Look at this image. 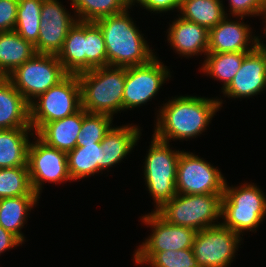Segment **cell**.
Here are the masks:
<instances>
[{"label": "cell", "instance_id": "2", "mask_svg": "<svg viewBox=\"0 0 266 267\" xmlns=\"http://www.w3.org/2000/svg\"><path fill=\"white\" fill-rule=\"evenodd\" d=\"M125 11L100 18L95 23L104 36L107 54V66L129 67L148 63L156 55L144 34Z\"/></svg>", "mask_w": 266, "mask_h": 267}, {"label": "cell", "instance_id": "38", "mask_svg": "<svg viewBox=\"0 0 266 267\" xmlns=\"http://www.w3.org/2000/svg\"><path fill=\"white\" fill-rule=\"evenodd\" d=\"M131 5H134L138 0H129Z\"/></svg>", "mask_w": 266, "mask_h": 267}, {"label": "cell", "instance_id": "12", "mask_svg": "<svg viewBox=\"0 0 266 267\" xmlns=\"http://www.w3.org/2000/svg\"><path fill=\"white\" fill-rule=\"evenodd\" d=\"M28 147L27 165L33 191L39 196L44 182L63 183L71 181L67 153L50 147L38 136Z\"/></svg>", "mask_w": 266, "mask_h": 267}, {"label": "cell", "instance_id": "32", "mask_svg": "<svg viewBox=\"0 0 266 267\" xmlns=\"http://www.w3.org/2000/svg\"><path fill=\"white\" fill-rule=\"evenodd\" d=\"M112 120L113 116L88 113L83 109V121L77 138V147H81L83 144L101 143L112 127Z\"/></svg>", "mask_w": 266, "mask_h": 267}, {"label": "cell", "instance_id": "7", "mask_svg": "<svg viewBox=\"0 0 266 267\" xmlns=\"http://www.w3.org/2000/svg\"><path fill=\"white\" fill-rule=\"evenodd\" d=\"M36 99L29 104L30 124L34 134L46 123L63 119L81 109V89L77 74H68Z\"/></svg>", "mask_w": 266, "mask_h": 267}, {"label": "cell", "instance_id": "3", "mask_svg": "<svg viewBox=\"0 0 266 267\" xmlns=\"http://www.w3.org/2000/svg\"><path fill=\"white\" fill-rule=\"evenodd\" d=\"M81 89V108L88 113L113 116L123 111L126 67L103 66L77 74Z\"/></svg>", "mask_w": 266, "mask_h": 267}, {"label": "cell", "instance_id": "35", "mask_svg": "<svg viewBox=\"0 0 266 267\" xmlns=\"http://www.w3.org/2000/svg\"><path fill=\"white\" fill-rule=\"evenodd\" d=\"M19 0H0V32L15 29Z\"/></svg>", "mask_w": 266, "mask_h": 267}, {"label": "cell", "instance_id": "31", "mask_svg": "<svg viewBox=\"0 0 266 267\" xmlns=\"http://www.w3.org/2000/svg\"><path fill=\"white\" fill-rule=\"evenodd\" d=\"M37 195L31 186L28 165L0 168V199Z\"/></svg>", "mask_w": 266, "mask_h": 267}, {"label": "cell", "instance_id": "13", "mask_svg": "<svg viewBox=\"0 0 266 267\" xmlns=\"http://www.w3.org/2000/svg\"><path fill=\"white\" fill-rule=\"evenodd\" d=\"M57 0H43L37 53L55 54L62 49L69 30L78 21Z\"/></svg>", "mask_w": 266, "mask_h": 267}, {"label": "cell", "instance_id": "18", "mask_svg": "<svg viewBox=\"0 0 266 267\" xmlns=\"http://www.w3.org/2000/svg\"><path fill=\"white\" fill-rule=\"evenodd\" d=\"M31 127L30 105L5 77L0 80V130Z\"/></svg>", "mask_w": 266, "mask_h": 267}, {"label": "cell", "instance_id": "19", "mask_svg": "<svg viewBox=\"0 0 266 267\" xmlns=\"http://www.w3.org/2000/svg\"><path fill=\"white\" fill-rule=\"evenodd\" d=\"M141 129L138 126L111 127L106 133L102 142V170L113 167L133 150L141 136Z\"/></svg>", "mask_w": 266, "mask_h": 267}, {"label": "cell", "instance_id": "27", "mask_svg": "<svg viewBox=\"0 0 266 267\" xmlns=\"http://www.w3.org/2000/svg\"><path fill=\"white\" fill-rule=\"evenodd\" d=\"M248 52H208L201 70L215 80L223 82L224 90L242 65L243 59Z\"/></svg>", "mask_w": 266, "mask_h": 267}, {"label": "cell", "instance_id": "36", "mask_svg": "<svg viewBox=\"0 0 266 267\" xmlns=\"http://www.w3.org/2000/svg\"><path fill=\"white\" fill-rule=\"evenodd\" d=\"M141 7L150 12L163 13L173 11L175 8L179 10V0H138Z\"/></svg>", "mask_w": 266, "mask_h": 267}, {"label": "cell", "instance_id": "33", "mask_svg": "<svg viewBox=\"0 0 266 267\" xmlns=\"http://www.w3.org/2000/svg\"><path fill=\"white\" fill-rule=\"evenodd\" d=\"M86 71L107 66L106 45L102 30L95 22H85Z\"/></svg>", "mask_w": 266, "mask_h": 267}, {"label": "cell", "instance_id": "28", "mask_svg": "<svg viewBox=\"0 0 266 267\" xmlns=\"http://www.w3.org/2000/svg\"><path fill=\"white\" fill-rule=\"evenodd\" d=\"M75 16L81 22L96 20L115 15L132 7L129 0H71Z\"/></svg>", "mask_w": 266, "mask_h": 267}, {"label": "cell", "instance_id": "1", "mask_svg": "<svg viewBox=\"0 0 266 267\" xmlns=\"http://www.w3.org/2000/svg\"><path fill=\"white\" fill-rule=\"evenodd\" d=\"M221 99L179 96L164 103L158 111L153 136L169 140L196 138L207 130L214 115L222 107Z\"/></svg>", "mask_w": 266, "mask_h": 267}, {"label": "cell", "instance_id": "21", "mask_svg": "<svg viewBox=\"0 0 266 267\" xmlns=\"http://www.w3.org/2000/svg\"><path fill=\"white\" fill-rule=\"evenodd\" d=\"M29 134L31 127L0 130V168L27 166Z\"/></svg>", "mask_w": 266, "mask_h": 267}, {"label": "cell", "instance_id": "9", "mask_svg": "<svg viewBox=\"0 0 266 267\" xmlns=\"http://www.w3.org/2000/svg\"><path fill=\"white\" fill-rule=\"evenodd\" d=\"M196 232L193 240V254L200 267H229L241 242V235L220 222Z\"/></svg>", "mask_w": 266, "mask_h": 267}, {"label": "cell", "instance_id": "16", "mask_svg": "<svg viewBox=\"0 0 266 267\" xmlns=\"http://www.w3.org/2000/svg\"><path fill=\"white\" fill-rule=\"evenodd\" d=\"M228 17L209 30L208 52H250L261 43L259 36H252L251 27L240 22L244 17H240L239 21Z\"/></svg>", "mask_w": 266, "mask_h": 267}, {"label": "cell", "instance_id": "15", "mask_svg": "<svg viewBox=\"0 0 266 267\" xmlns=\"http://www.w3.org/2000/svg\"><path fill=\"white\" fill-rule=\"evenodd\" d=\"M141 221L153 229L152 234L137 247L135 252L177 251L192 248L196 230L171 224L155 211L144 215Z\"/></svg>", "mask_w": 266, "mask_h": 267}, {"label": "cell", "instance_id": "14", "mask_svg": "<svg viewBox=\"0 0 266 267\" xmlns=\"http://www.w3.org/2000/svg\"><path fill=\"white\" fill-rule=\"evenodd\" d=\"M266 89V45L248 52L230 84L222 90L228 98H249Z\"/></svg>", "mask_w": 266, "mask_h": 267}, {"label": "cell", "instance_id": "8", "mask_svg": "<svg viewBox=\"0 0 266 267\" xmlns=\"http://www.w3.org/2000/svg\"><path fill=\"white\" fill-rule=\"evenodd\" d=\"M67 75L57 55L36 53L6 78L30 104Z\"/></svg>", "mask_w": 266, "mask_h": 267}, {"label": "cell", "instance_id": "20", "mask_svg": "<svg viewBox=\"0 0 266 267\" xmlns=\"http://www.w3.org/2000/svg\"><path fill=\"white\" fill-rule=\"evenodd\" d=\"M83 121V108L63 119L46 123L36 134L50 147L68 153L77 147Z\"/></svg>", "mask_w": 266, "mask_h": 267}, {"label": "cell", "instance_id": "4", "mask_svg": "<svg viewBox=\"0 0 266 267\" xmlns=\"http://www.w3.org/2000/svg\"><path fill=\"white\" fill-rule=\"evenodd\" d=\"M266 216V195L254 183L230 187L227 182L221 200V224L243 235L254 231Z\"/></svg>", "mask_w": 266, "mask_h": 267}, {"label": "cell", "instance_id": "25", "mask_svg": "<svg viewBox=\"0 0 266 267\" xmlns=\"http://www.w3.org/2000/svg\"><path fill=\"white\" fill-rule=\"evenodd\" d=\"M222 2V0H179L178 12L180 11L181 18L209 31L228 16Z\"/></svg>", "mask_w": 266, "mask_h": 267}, {"label": "cell", "instance_id": "29", "mask_svg": "<svg viewBox=\"0 0 266 267\" xmlns=\"http://www.w3.org/2000/svg\"><path fill=\"white\" fill-rule=\"evenodd\" d=\"M133 256L136 264H147L150 267H200L192 248L177 251L135 252Z\"/></svg>", "mask_w": 266, "mask_h": 267}, {"label": "cell", "instance_id": "39", "mask_svg": "<svg viewBox=\"0 0 266 267\" xmlns=\"http://www.w3.org/2000/svg\"><path fill=\"white\" fill-rule=\"evenodd\" d=\"M265 20H266V18H265ZM265 23H266V21H265ZM263 31H264L263 34L265 33V35H266V26H265Z\"/></svg>", "mask_w": 266, "mask_h": 267}, {"label": "cell", "instance_id": "24", "mask_svg": "<svg viewBox=\"0 0 266 267\" xmlns=\"http://www.w3.org/2000/svg\"><path fill=\"white\" fill-rule=\"evenodd\" d=\"M38 195H27L0 199V225L17 236L23 243L25 237L21 232L28 212L39 201Z\"/></svg>", "mask_w": 266, "mask_h": 267}, {"label": "cell", "instance_id": "17", "mask_svg": "<svg viewBox=\"0 0 266 267\" xmlns=\"http://www.w3.org/2000/svg\"><path fill=\"white\" fill-rule=\"evenodd\" d=\"M167 40L180 56L191 57L208 53L209 31L178 15L167 31Z\"/></svg>", "mask_w": 266, "mask_h": 267}, {"label": "cell", "instance_id": "37", "mask_svg": "<svg viewBox=\"0 0 266 267\" xmlns=\"http://www.w3.org/2000/svg\"><path fill=\"white\" fill-rule=\"evenodd\" d=\"M22 241L12 234L11 232L5 230L1 225H0V255L1 253H4L10 248H14L19 246L20 244L22 245Z\"/></svg>", "mask_w": 266, "mask_h": 267}, {"label": "cell", "instance_id": "23", "mask_svg": "<svg viewBox=\"0 0 266 267\" xmlns=\"http://www.w3.org/2000/svg\"><path fill=\"white\" fill-rule=\"evenodd\" d=\"M57 58L68 74L86 71L85 22L77 21L69 30Z\"/></svg>", "mask_w": 266, "mask_h": 267}, {"label": "cell", "instance_id": "34", "mask_svg": "<svg viewBox=\"0 0 266 267\" xmlns=\"http://www.w3.org/2000/svg\"><path fill=\"white\" fill-rule=\"evenodd\" d=\"M229 7L233 17L261 15L266 18V0H229Z\"/></svg>", "mask_w": 266, "mask_h": 267}, {"label": "cell", "instance_id": "26", "mask_svg": "<svg viewBox=\"0 0 266 267\" xmlns=\"http://www.w3.org/2000/svg\"><path fill=\"white\" fill-rule=\"evenodd\" d=\"M68 171L71 180L77 181L102 171L101 143L83 144L67 153Z\"/></svg>", "mask_w": 266, "mask_h": 267}, {"label": "cell", "instance_id": "6", "mask_svg": "<svg viewBox=\"0 0 266 267\" xmlns=\"http://www.w3.org/2000/svg\"><path fill=\"white\" fill-rule=\"evenodd\" d=\"M223 194H177L156 212L167 222L199 230L216 226ZM216 220V221H215Z\"/></svg>", "mask_w": 266, "mask_h": 267}, {"label": "cell", "instance_id": "11", "mask_svg": "<svg viewBox=\"0 0 266 267\" xmlns=\"http://www.w3.org/2000/svg\"><path fill=\"white\" fill-rule=\"evenodd\" d=\"M168 77H171L170 70L156 56L146 64L126 67L123 110L146 104Z\"/></svg>", "mask_w": 266, "mask_h": 267}, {"label": "cell", "instance_id": "22", "mask_svg": "<svg viewBox=\"0 0 266 267\" xmlns=\"http://www.w3.org/2000/svg\"><path fill=\"white\" fill-rule=\"evenodd\" d=\"M35 46L15 30L0 32V74L7 77L36 54Z\"/></svg>", "mask_w": 266, "mask_h": 267}, {"label": "cell", "instance_id": "10", "mask_svg": "<svg viewBox=\"0 0 266 267\" xmlns=\"http://www.w3.org/2000/svg\"><path fill=\"white\" fill-rule=\"evenodd\" d=\"M226 180L217 167L191 152L178 159L177 194H224Z\"/></svg>", "mask_w": 266, "mask_h": 267}, {"label": "cell", "instance_id": "30", "mask_svg": "<svg viewBox=\"0 0 266 267\" xmlns=\"http://www.w3.org/2000/svg\"><path fill=\"white\" fill-rule=\"evenodd\" d=\"M43 0H19L15 31L35 45L39 36Z\"/></svg>", "mask_w": 266, "mask_h": 267}, {"label": "cell", "instance_id": "5", "mask_svg": "<svg viewBox=\"0 0 266 267\" xmlns=\"http://www.w3.org/2000/svg\"><path fill=\"white\" fill-rule=\"evenodd\" d=\"M169 144L153 136L143 166L146 187L156 203L155 212L177 195V167L182 151L170 149Z\"/></svg>", "mask_w": 266, "mask_h": 267}]
</instances>
